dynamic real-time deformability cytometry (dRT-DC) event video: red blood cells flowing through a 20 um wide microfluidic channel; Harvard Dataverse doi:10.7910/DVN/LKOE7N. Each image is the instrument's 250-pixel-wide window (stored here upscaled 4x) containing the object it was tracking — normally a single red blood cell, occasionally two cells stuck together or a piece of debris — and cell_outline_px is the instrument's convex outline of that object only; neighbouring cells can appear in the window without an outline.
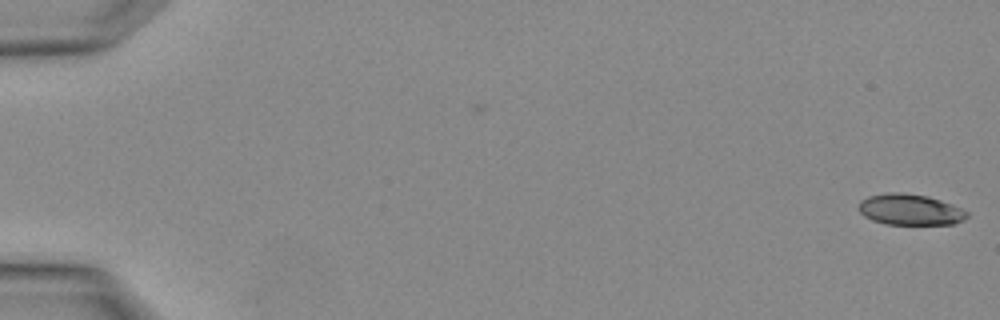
{"species": "Egyptian fruit bat (a non-hibernating species)", "species_latin": "Rousettus aegyptiacus", "temperature_condition": "warm", "stored_images_in_passage": 3, "camera_frame_rate_fps": 3000, "um_per_image_px": 0.085, "animal": {"sex": "female"}, "frame": {"image": 1, "passage_image": 1, "time_ms": 0.0, "image_size_px": [1000, 320], "cell_outline_px": [[968, 216], [964, 220], [952, 224], [884, 224], [872, 220], [864, 216], [860, 212], [860, 200], [868, 196], [888, 192], [904, 192], [928, 196], [940, 200], [960, 208], [968, 212]], "centroid_in_image_um": [77.34, 17.81], "position_along_channel_um": 7.7, "area_um2": 19.54}}
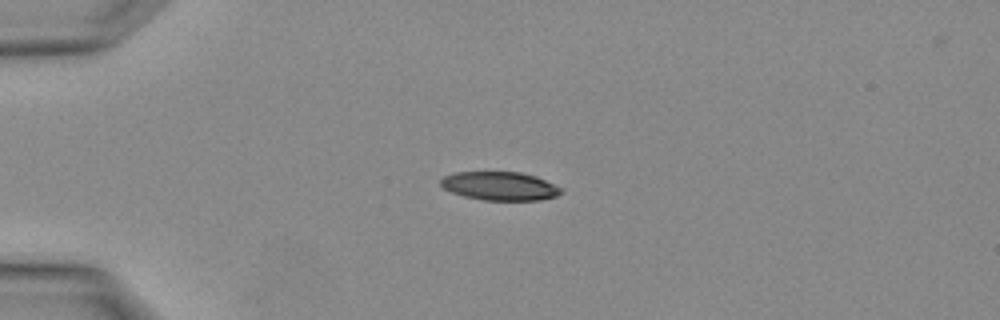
{"frame": {"image": 2, "passage_image": 3, "time_ms": 0.667, "image_size_px": [1000, 320], "cell_outline_px": [[564, 192], [556, 196], [540, 200], [484, 200], [464, 196], [452, 192], [444, 188], [440, 184], [440, 180], [444, 176], [452, 172], [520, 172], [536, 176], [564, 188]], "centroid_in_image_um": [42.52, 15.81], "position_along_channel_um": 42.5, "area_um2": 20.17}}